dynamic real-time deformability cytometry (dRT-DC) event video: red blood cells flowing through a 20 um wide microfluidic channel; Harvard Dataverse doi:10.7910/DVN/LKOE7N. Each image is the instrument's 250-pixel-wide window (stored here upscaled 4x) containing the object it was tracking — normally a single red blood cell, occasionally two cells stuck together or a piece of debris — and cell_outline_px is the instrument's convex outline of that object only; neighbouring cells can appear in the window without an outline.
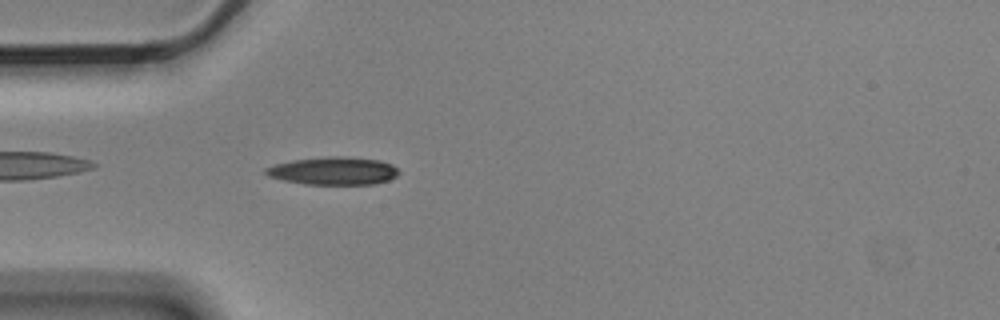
{"species": "Egyptian fruit bat (a non-hibernating species)", "species_latin": "Rousettus aegyptiacus", "temperature_condition": "cold", "stored_images_in_passage": 3, "camera_frame_rate_fps": 3000, "um_per_image_px": 0.085, "animal": {"sex": "male"}, "frame": {"image": 1, "passage_image": 3, "time_ms": 0.667, "image_size_px": [1000, 320], "cell_outline_px": [[400, 172], [396, 176], [388, 180], [372, 184], [304, 184], [284, 180], [268, 176], [264, 172], [264, 168], [272, 164], [292, 160], [328, 156], [344, 156], [380, 160], [392, 164]], "centroid_in_image_um": [28.31, 14.51], "position_along_channel_um": 56.7, "area_um2": 21.68}}